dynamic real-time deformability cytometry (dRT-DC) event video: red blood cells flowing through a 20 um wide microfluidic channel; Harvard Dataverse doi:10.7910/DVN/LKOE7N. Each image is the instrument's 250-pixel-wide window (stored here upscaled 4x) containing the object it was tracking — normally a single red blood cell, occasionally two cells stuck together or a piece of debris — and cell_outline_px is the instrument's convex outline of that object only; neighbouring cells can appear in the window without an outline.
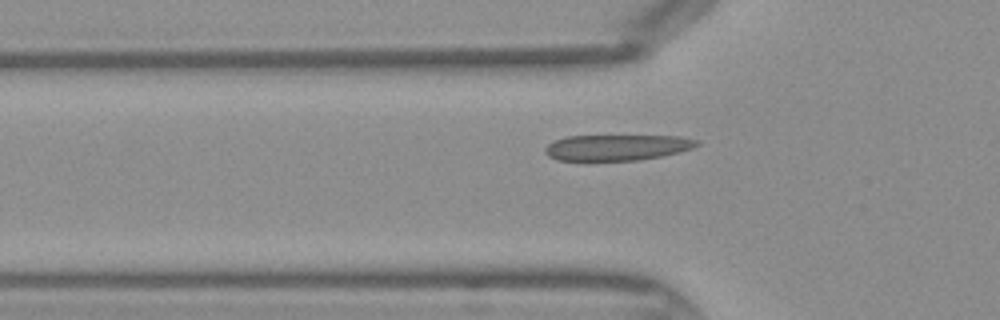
{"species": "Egyptian fruit bat (a non-hibernating species)", "species_latin": "Rousettus aegyptiacus", "temperature_condition": "warm", "stored_images_in_passage": 32, "camera_frame_rate_fps": 3000, "um_per_image_px": 0.085, "frame": {"image": 1, "passage_image": 3, "time_ms": 0.667, "image_size_px": [1000, 320], "cell_outline_px": [[700, 144], [692, 148], [680, 152], [640, 160], [556, 160], [548, 156], [544, 152], [544, 148], [548, 144], [556, 140], [568, 136], [680, 136], [700, 140]], "centroid_in_image_um": [52.46, 12.53], "position_along_channel_um": 73.3, "area_um2": 22.83}}
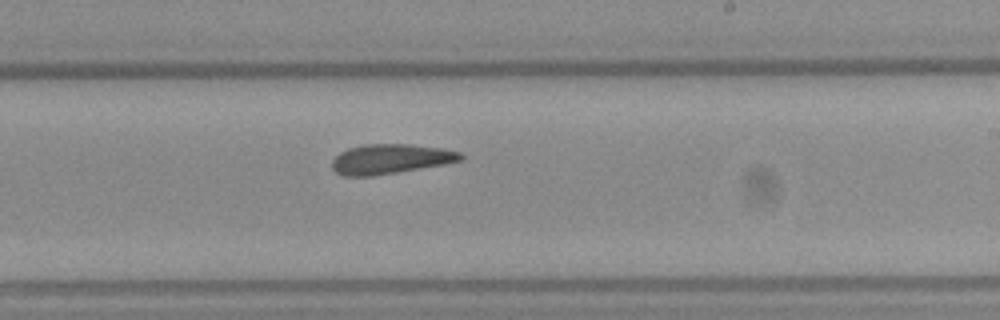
{"frame": {"image": 2, "passage_image": 15, "time_ms": 4.667, "image_size_px": [1000, 320], "cell_outline_px": [[464, 160], [444, 164], [372, 176], [344, 176], [336, 172], [332, 168], [332, 160], [340, 152], [348, 148], [364, 144], [408, 144], [444, 148], [460, 152], [464, 156]], "centroid_in_image_um": [33.19, 13.5], "position_along_channel_um": 255.8, "area_um2": 22.31}}
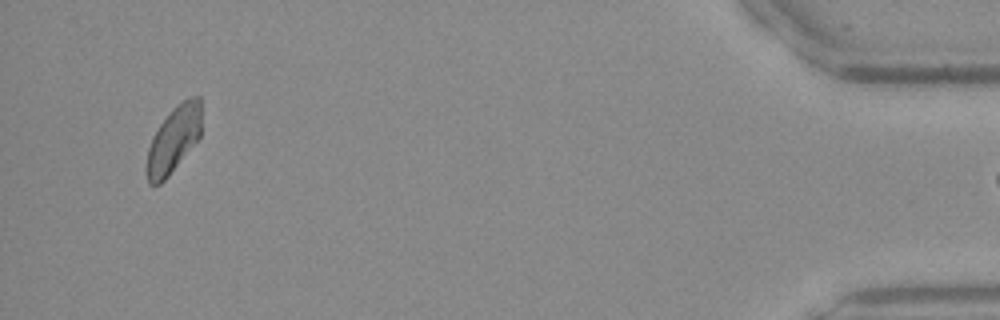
{"frame": {"image": 3, "passage_image": 31, "time_ms": 10.0, "image_size_px": [1000, 320], "cell_outline_px": [[200, 136], [168, 176], [160, 184], [148, 184], [144, 172], [144, 168], [148, 148], [152, 136], [160, 124], [172, 108], [180, 100], [188, 96], [200, 96]], "centroid_in_image_um": [14.7, 11.86], "position_along_channel_um": 420.5, "area_um2": 21.33}}